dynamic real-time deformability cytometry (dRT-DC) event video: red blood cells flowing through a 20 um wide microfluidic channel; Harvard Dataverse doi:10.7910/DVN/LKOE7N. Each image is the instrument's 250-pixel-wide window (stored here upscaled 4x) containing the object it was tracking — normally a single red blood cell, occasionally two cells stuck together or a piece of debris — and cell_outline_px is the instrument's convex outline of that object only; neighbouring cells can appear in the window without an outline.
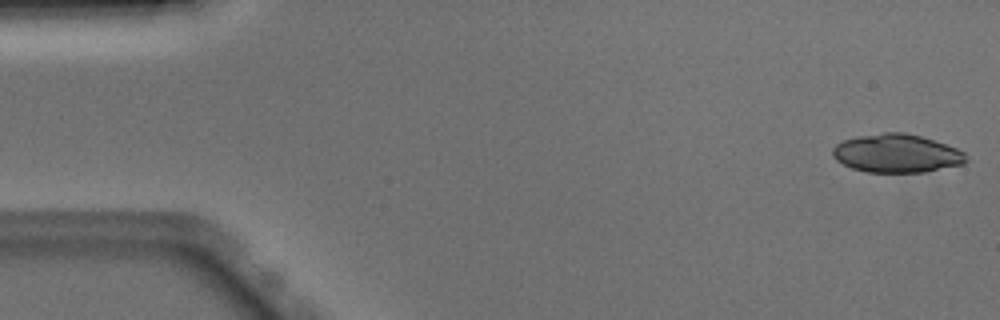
{"species": "Egyptian fruit bat (a non-hibernating species)", "species_latin": "Rousettus aegyptiacus", "temperature_condition": "warm", "stored_images_in_passage": 50, "camera_frame_rate_fps": 3000, "um_per_image_px": 0.085, "animal": {"sex": "male"}, "frame": {"image": 1, "passage_image": 1, "time_ms": 0.0, "image_size_px": [1000, 320], "cell_outline_px": [[968, 160], [964, 164], [924, 172], [868, 172], [852, 168], [836, 160], [832, 156], [832, 148], [836, 144], [844, 140], [860, 136], [884, 132], [904, 132], [920, 136], [956, 148], [964, 152], [968, 156]], "centroid_in_image_um": [76.22, 13.04], "position_along_channel_um": 8.8, "area_um2": 29.77}}
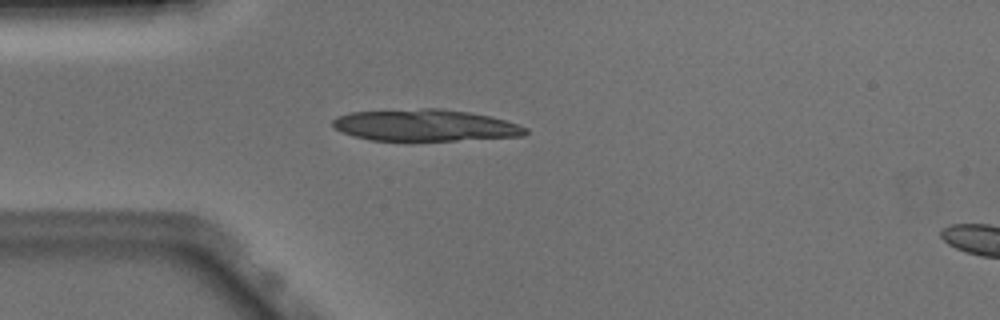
{"frame": {"image": 2, "passage_image": 13, "time_ms": 4.0, "image_size_px": [1000, 320], "cell_outline_px": [[528, 132], [524, 136], [408, 144], [372, 140], [352, 136], [336, 128], [332, 124], [332, 120], [336, 116], [352, 112], [420, 108], [440, 108], [468, 112], [488, 116], [504, 120], [528, 128]], "centroid_in_image_um": [36.11, 10.7], "position_along_channel_um": 48.9, "area_um2": 36.88}}